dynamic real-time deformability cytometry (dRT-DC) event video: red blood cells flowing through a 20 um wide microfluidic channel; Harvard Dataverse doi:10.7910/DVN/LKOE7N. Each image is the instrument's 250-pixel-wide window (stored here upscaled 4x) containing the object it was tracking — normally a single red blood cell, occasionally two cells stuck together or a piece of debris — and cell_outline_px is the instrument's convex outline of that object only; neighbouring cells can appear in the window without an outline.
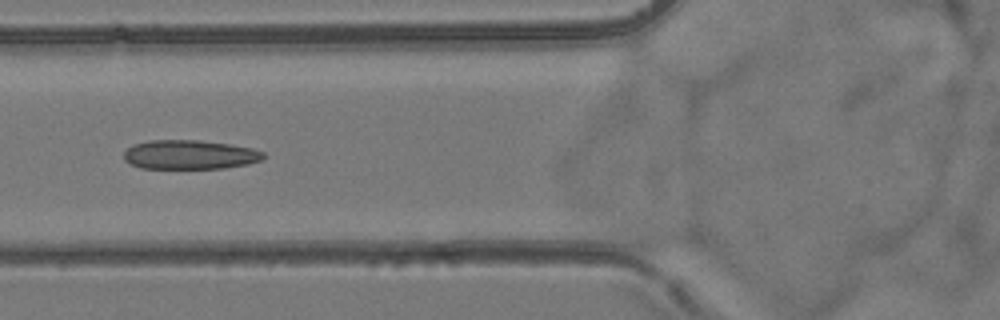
{"species": "common noctule bat (a hibernating species)", "species_latin": "Nyctalus noctula", "temperature_condition": "room temperature", "stored_images_in_passage": 3, "camera_frame_rate_fps": 3000, "um_per_image_px": 0.085, "animal": {"sex": "female", "body_mass_g": 24.6, "forearm_length_mm": 56.2}, "frame": {"image": 1, "passage_image": 3, "time_ms": 5.333, "image_size_px": [1000, 320], "cell_outline_px": [[264, 156], [260, 160], [248, 164], [224, 168], [140, 168], [128, 164], [124, 160], [124, 152], [132, 144], [148, 140], [200, 140], [228, 144], [252, 148], [264, 152]], "centroid_in_image_um": [16.08, 13.14], "position_along_channel_um": 109.7, "area_um2": 23.81}}